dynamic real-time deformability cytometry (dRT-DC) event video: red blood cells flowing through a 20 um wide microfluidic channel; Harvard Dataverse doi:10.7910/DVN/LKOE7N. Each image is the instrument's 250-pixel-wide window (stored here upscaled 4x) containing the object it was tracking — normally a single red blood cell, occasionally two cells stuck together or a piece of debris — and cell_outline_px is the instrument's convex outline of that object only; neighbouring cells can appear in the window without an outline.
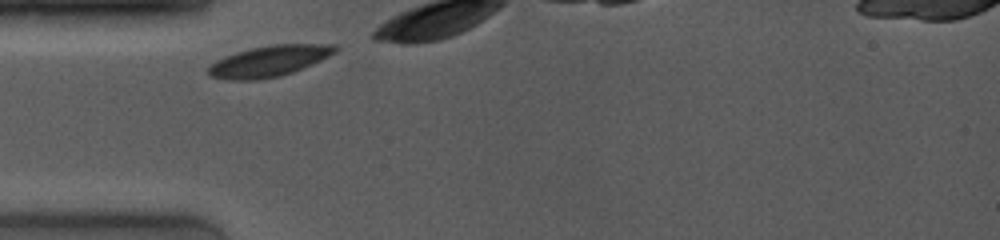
{"species": "common noctule bat (a hibernating species)", "species_latin": "Nyctalus noctula", "temperature_condition": "room temperature", "stored_images_in_passage": 5, "camera_frame_rate_fps": 4000, "um_per_image_px": 0.085, "animal": {"sex": "female", "body_mass_g": 19.0, "forearm_length_mm": 53.3}, "frame": {"image": 1, "passage_image": 1, "time_ms": 0.0, "image_size_px": [1000, 240], "cell_outline_px": [[340, 48], [336, 52], [320, 60], [292, 72], [280, 76], [256, 80], [232, 80], [212, 76], [208, 72], [208, 68], [216, 60], [224, 56], [236, 52], [252, 48], [272, 44], [336, 44]], "centroid_in_image_um": [22.9, 5.18], "position_along_channel_um": 62.1, "area_um2": 22.66}}